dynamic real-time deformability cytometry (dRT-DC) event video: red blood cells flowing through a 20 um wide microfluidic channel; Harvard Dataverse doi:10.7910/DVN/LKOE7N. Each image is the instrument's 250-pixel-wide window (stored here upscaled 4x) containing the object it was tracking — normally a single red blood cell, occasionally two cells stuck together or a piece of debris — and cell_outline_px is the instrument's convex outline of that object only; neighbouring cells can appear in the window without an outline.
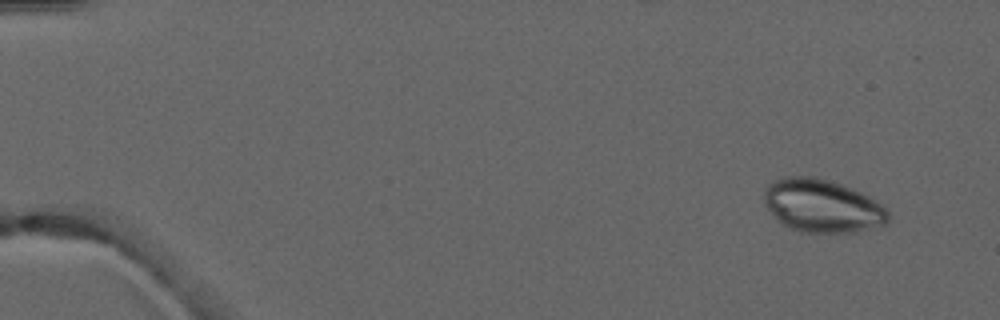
{"species": "common noctule bat (a hibernating species)", "species_latin": "Nyctalus noctula", "temperature_condition": "warm", "stored_images_in_passage": 5, "camera_frame_rate_fps": 3000, "um_per_image_px": 0.085, "animal": {"sex": "male", "forearm_length_mm": 52.5}, "frame": {"image": 1, "passage_image": 1, "time_ms": 0.0, "image_size_px": [1000, 320], "cell_outline_px": [[888, 224], [856, 232], [800, 232], [784, 224], [764, 204], [764, 188], [772, 180], [788, 176], [816, 176], [840, 184], [860, 192], [868, 196], [880, 204], [888, 212]], "centroid_in_image_um": [69.88, 17.49], "position_along_channel_um": 15.1, "area_um2": 38.09}}